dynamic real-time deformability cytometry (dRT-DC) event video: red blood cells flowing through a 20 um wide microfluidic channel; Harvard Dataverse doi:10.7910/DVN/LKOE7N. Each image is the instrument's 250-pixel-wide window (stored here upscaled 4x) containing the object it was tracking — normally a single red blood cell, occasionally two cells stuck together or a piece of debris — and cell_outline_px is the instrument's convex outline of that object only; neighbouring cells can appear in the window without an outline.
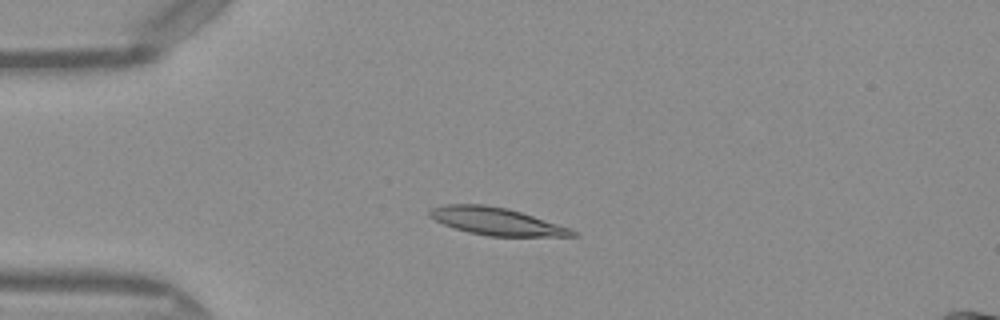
{"species": "Egyptian fruit bat (a non-hibernating species)", "species_latin": "Rousettus aegyptiacus", "temperature_condition": "warm", "stored_images_in_passage": 38, "camera_frame_rate_fps": 3000, "um_per_image_px": 0.085, "frame": {"image": 1, "passage_image": 1, "time_ms": 0.0, "image_size_px": [1000, 320], "cell_outline_px": [[580, 236], [488, 236], [468, 232], [444, 224], [428, 216], [428, 212], [432, 208], [444, 204], [484, 204], [508, 208], [572, 228], [580, 232]], "centroid_in_image_um": [42.25, 18.81], "position_along_channel_um": 42.8, "area_um2": 22.95}}
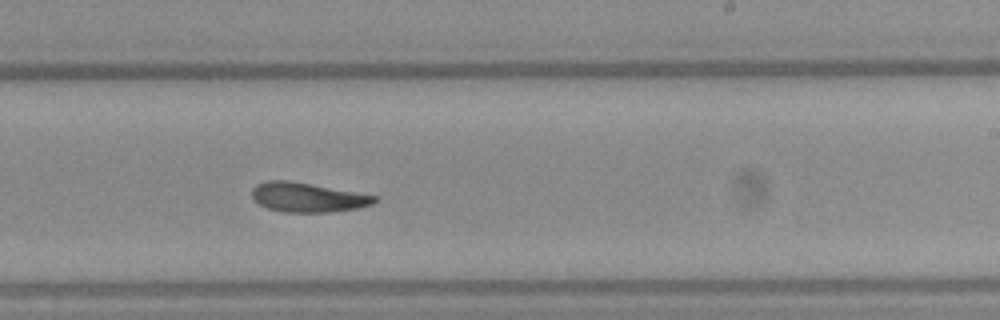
{"frame": {"image": 2, "passage_image": 19, "time_ms": 6.0, "image_size_px": [1000, 320], "cell_outline_px": [[380, 200], [372, 204], [360, 208], [328, 212], [284, 212], [268, 208], [252, 200], [252, 188], [256, 184], [268, 180], [292, 180], [380, 196]], "centroid_in_image_um": [26.19, 16.76], "position_along_channel_um": 262.8, "area_um2": 21.44}}
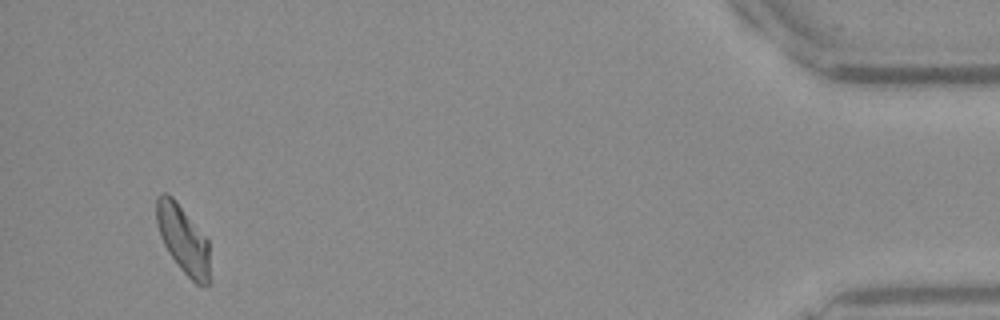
{"frame": {"image": 3, "passage_image": 36, "time_ms": 11.667, "image_size_px": [1000, 320], "cell_outline_px": [[212, 284], [204, 288], [196, 284], [180, 268], [168, 252], [160, 236], [156, 220], [156, 200], [164, 192], [168, 192], [176, 200], [208, 240], [212, 280]], "centroid_in_image_um": [15.62, 20.42], "position_along_channel_um": 419.6, "area_um2": 21.62}, "authors_computed_cell_mechanics": {"area_um2": 21.5305, "velocity_mm_per_s": 4.07, "shape_relaxation_time_tau1_ms": null, "shape_relaxation_time_tau2_ms": 4.513, "deformation_change_tau1": null, "deformation_change_tau2": 0.1196}}